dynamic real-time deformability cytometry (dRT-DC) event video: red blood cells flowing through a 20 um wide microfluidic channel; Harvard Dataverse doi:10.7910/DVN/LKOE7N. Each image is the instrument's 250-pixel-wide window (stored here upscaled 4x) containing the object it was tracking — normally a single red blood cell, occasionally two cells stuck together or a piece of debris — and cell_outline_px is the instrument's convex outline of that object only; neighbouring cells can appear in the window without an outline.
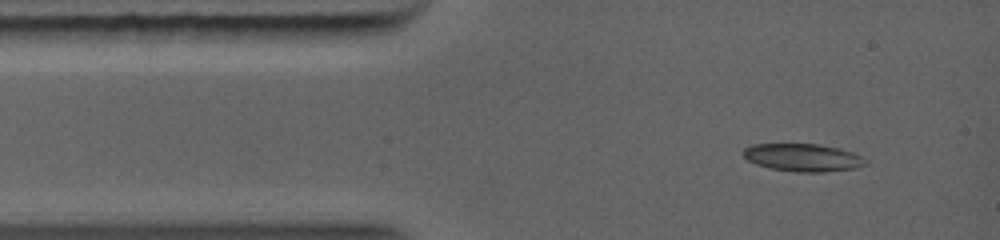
{"species": "common noctule bat (a hibernating species)", "species_latin": "Nyctalus noctula", "temperature_condition": "warm", "stored_images_in_passage": 9, "camera_frame_rate_fps": 5000, "um_per_image_px": 0.085, "animal": {"sex": "female", "body_mass_g": 19.0, "forearm_length_mm": 56.7}, "frame": {"image": 1, "passage_image": 1, "time_ms": 0.0, "image_size_px": [1000, 240], "cell_outline_px": [[856, 156], [848, 168], [812, 172], [808, 172], [776, 168], [760, 164], [744, 156], [744, 148], [756, 144], [816, 144], [836, 148], [848, 152]], "centroid_in_image_um": [67.98, 13.34], "position_along_channel_um": 17.0, "area_um2": 17.46}}
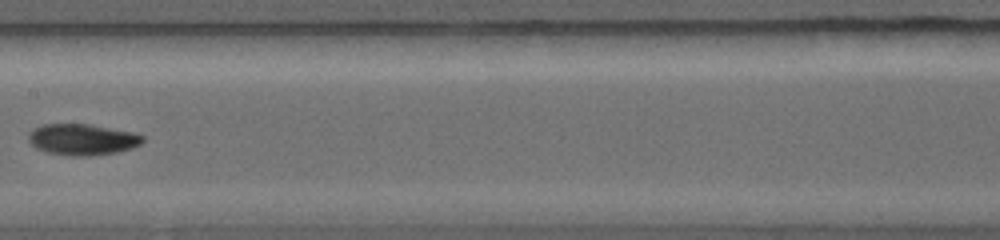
{"frame": {"image": 2, "passage_image": 6, "time_ms": 4.6, "image_size_px": [1000, 240], "cell_outline_px": [[140, 140], [136, 144], [128, 148], [108, 152], [60, 152], [44, 148], [36, 144], [32, 140], [32, 132], [36, 128], [44, 124], [88, 124], [128, 132], [140, 136]], "centroid_in_image_um": [7.01, 11.75], "position_along_channel_um": 200.4, "area_um2": 17.74}}
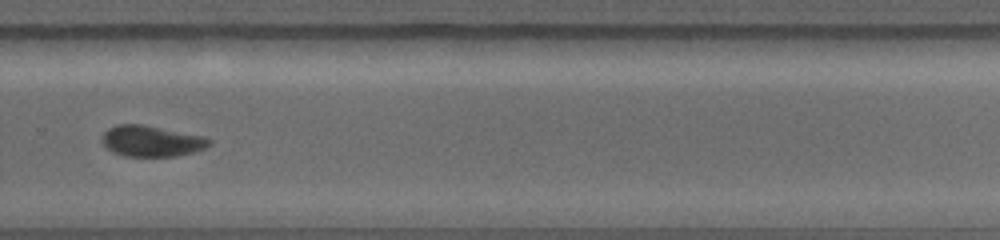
{"frame": {"image": 3, "passage_image": 9, "time_ms": 7.0, "image_size_px": [1000, 240], "cell_outline_px": [[208, 144], [172, 156], [132, 156], [120, 152], [112, 148], [104, 140], [104, 132], [108, 128], [116, 124], [144, 124], [208, 140]], "centroid_in_image_um": [12.73, 11.95], "position_along_channel_um": 317.1, "area_um2": 17.28}}